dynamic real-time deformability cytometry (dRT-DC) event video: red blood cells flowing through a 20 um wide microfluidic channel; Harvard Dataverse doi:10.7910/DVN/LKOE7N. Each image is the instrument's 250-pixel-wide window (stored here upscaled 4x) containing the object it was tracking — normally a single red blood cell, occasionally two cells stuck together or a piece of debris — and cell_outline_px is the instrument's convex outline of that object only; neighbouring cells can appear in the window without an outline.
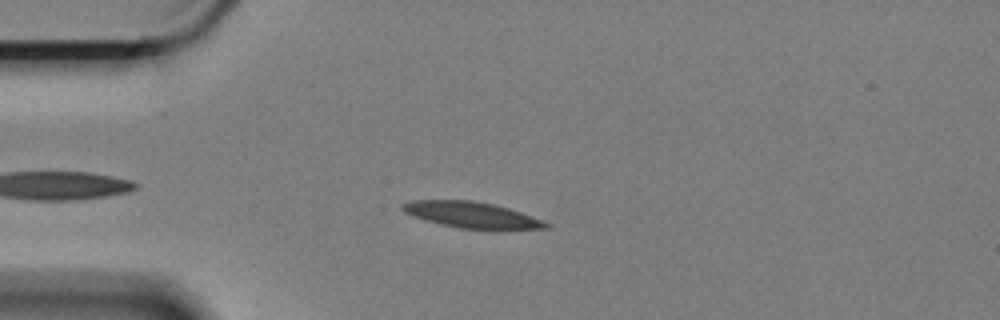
{"species": "Egyptian fruit bat (a non-hibernating species)", "species_latin": "Rousettus aegyptiacus", "temperature_condition": "cold", "stored_images_in_passage": 52, "camera_frame_rate_fps": 3000, "um_per_image_px": 0.085, "animal": {"sex": "female"}, "frame": {"image": 1, "passage_image": 7, "time_ms": 2.0, "image_size_px": [1000, 320], "cell_outline_px": [[552, 228], [460, 228], [440, 224], [424, 220], [404, 212], [400, 208], [400, 204], [412, 200], [472, 200], [492, 204], [508, 208], [520, 212], [552, 224]], "centroid_in_image_um": [40.02, 18.24], "position_along_channel_um": 45.0, "area_um2": 21.33}}
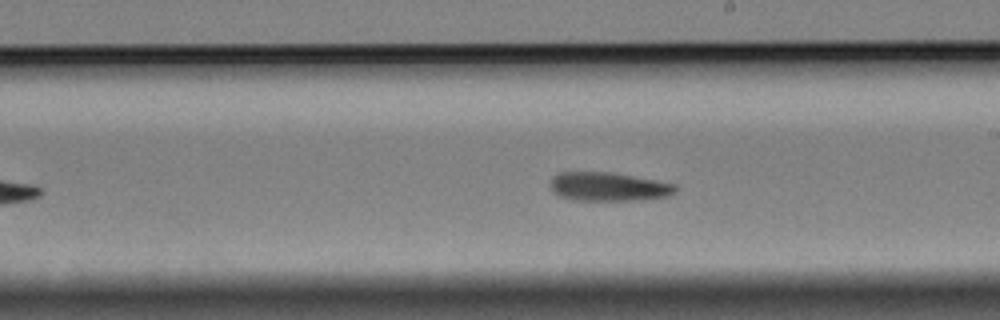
{"frame": {"image": 2, "passage_image": 26, "time_ms": 8.333, "image_size_px": [1000, 320], "cell_outline_px": [[680, 188], [676, 192], [668, 196], [636, 200], [572, 200], [560, 196], [552, 192], [548, 184], [552, 176], [556, 172], [612, 172], [656, 180], [676, 184]], "centroid_in_image_um": [51.69, 15.86], "position_along_channel_um": 237.3, "area_um2": 21.33}}
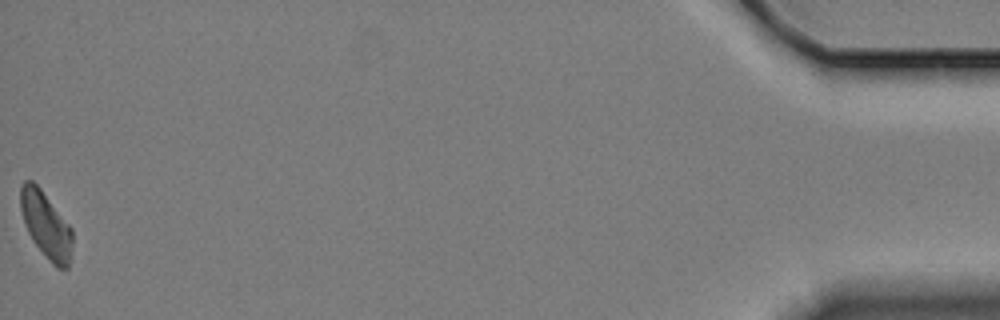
{"frame": {"image": 3, "passage_image": 52, "time_ms": 17.0, "image_size_px": [1000, 320], "cell_outline_px": [[72, 244], [68, 268], [56, 268], [52, 264], [32, 240], [28, 232], [20, 208], [20, 184], [24, 180], [32, 180], [40, 188], [72, 228]], "centroid_in_image_um": [3.9, 19.11], "position_along_channel_um": 431.3, "area_um2": 19.88}, "authors_computed_cell_mechanics": {"area_um2": 21.3282, "velocity_mm_per_s": 3.3273, "shape_relaxation_time_tau1_ms": 9.4146, "shape_relaxation_time_tau2_ms": null, "deformation_change_tau1": 0.1903, "deformation_change_tau2": null}}